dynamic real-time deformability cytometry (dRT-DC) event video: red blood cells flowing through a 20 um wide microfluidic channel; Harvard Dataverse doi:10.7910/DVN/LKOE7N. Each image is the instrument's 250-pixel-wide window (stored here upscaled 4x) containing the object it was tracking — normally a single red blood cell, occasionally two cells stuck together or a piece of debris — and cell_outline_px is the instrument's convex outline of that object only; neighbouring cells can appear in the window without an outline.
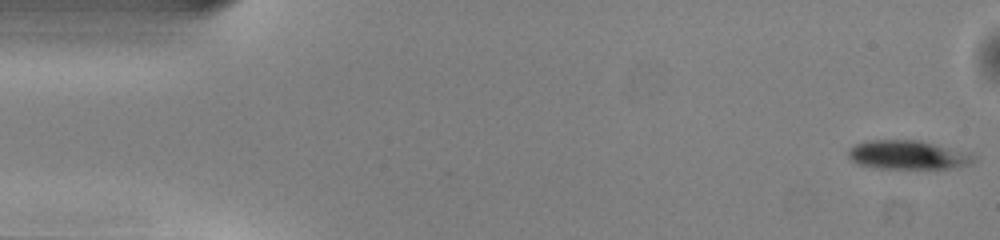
{"species": "common noctule bat (a hibernating species)", "species_latin": "Nyctalus noctula", "temperature_condition": "warm", "stored_images_in_passage": 33, "camera_frame_rate_fps": 3000, "um_per_image_px": 0.085, "animal": {"sex": "male", "body_mass_g": 13.0, "forearm_length_mm": 53.1}, "frame": {"image": 1, "passage_image": 1, "time_ms": 0.0, "image_size_px": [1000, 240], "cell_outline_px": [[976, 160], [972, 164], [956, 168], [880, 168], [860, 164], [852, 160], [848, 156], [848, 148], [864, 140], [920, 140], [972, 152], [976, 156]], "centroid_in_image_um": [77.25, 13.15], "position_along_channel_um": 7.7, "area_um2": 21.44}}
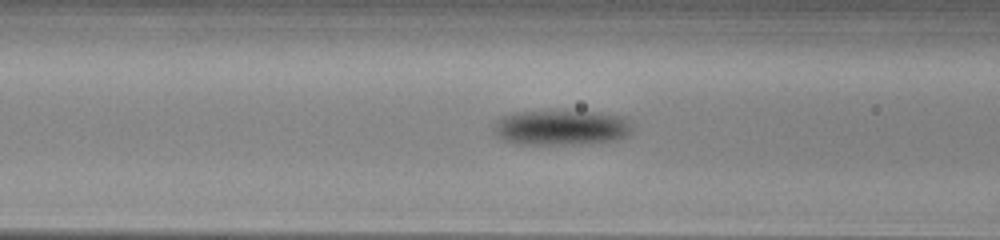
{"frame": {"image": 2, "passage_image": 19, "time_ms": 6.0, "image_size_px": [1000, 240], "cell_outline_px": [[632, 128], [628, 136], [616, 140], [580, 144], [524, 144], [504, 140], [496, 136], [496, 120], [504, 116], [516, 112], [592, 112], [624, 116]], "centroid_in_image_um": [47.74, 10.86], "position_along_channel_um": 118.9, "area_um2": 27.86}}
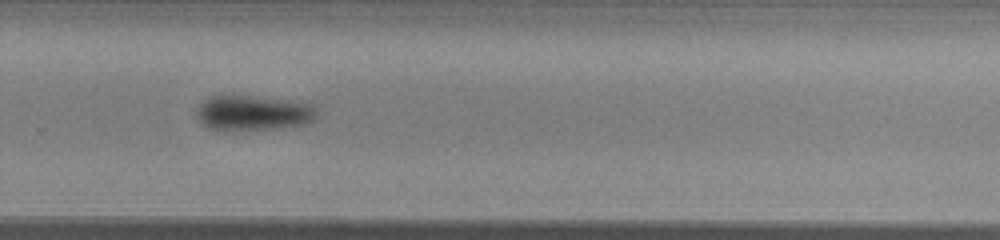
{"frame": {"image": 3, "passage_image": 33, "time_ms": 10.667, "image_size_px": [1000, 240], "cell_outline_px": [[316, 116], [312, 120], [304, 124], [272, 128], [232, 132], [220, 132], [208, 128], [200, 120], [196, 112], [200, 104], [204, 100], [212, 96], [256, 96], [308, 104], [316, 108]], "centroid_in_image_um": [21.44, 9.63], "position_along_channel_um": 308.4, "area_um2": 24.45}}